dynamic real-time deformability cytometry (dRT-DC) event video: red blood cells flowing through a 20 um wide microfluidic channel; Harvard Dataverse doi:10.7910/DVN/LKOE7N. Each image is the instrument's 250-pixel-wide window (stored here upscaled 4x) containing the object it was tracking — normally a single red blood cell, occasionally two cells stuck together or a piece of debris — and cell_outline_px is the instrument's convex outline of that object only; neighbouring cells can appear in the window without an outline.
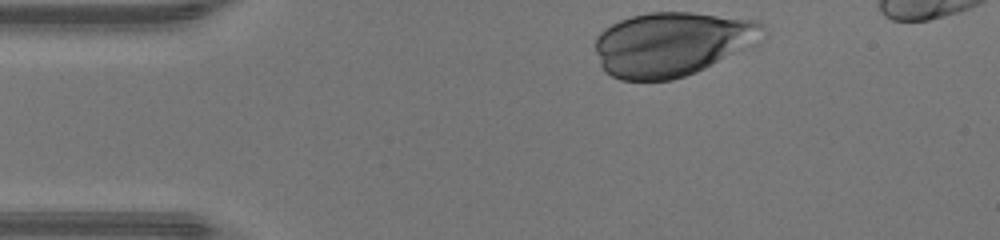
{"species": "human", "species_latin": "Homo sapiens", "temperature_condition": "warm", "stored_images_in_passage": 31, "camera_frame_rate_fps": 3000, "um_per_image_px": 0.085, "donor": {"sex": "male"}, "frame": {"image": 1, "passage_image": 1, "time_ms": 0.0, "image_size_px": [1000, 240], "cell_outline_px": [[764, 28], [724, 56], [704, 68], [696, 72], [672, 80], [620, 80], [604, 72], [600, 64], [596, 52], [596, 36], [604, 28], [620, 20], [632, 16], [648, 12], [692, 12], [752, 20], [760, 24]], "centroid_in_image_um": [56.86, 3.73], "position_along_channel_um": 28.1, "area_um2": 60.23}}
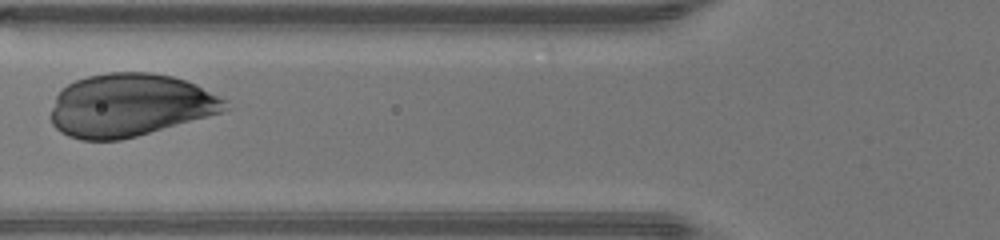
{"frame": {"image": 2, "passage_image": 11, "time_ms": 3.333, "image_size_px": [1000, 240], "cell_outline_px": [[228, 108], [220, 112], [208, 116], [136, 136], [120, 140], [80, 140], [68, 136], [60, 132], [52, 124], [52, 108], [56, 96], [68, 84], [76, 80], [88, 76], [108, 72], [152, 72], [172, 76], [196, 84], [228, 100]], "centroid_in_image_um": [11.04, 8.94], "position_along_channel_um": 114.8, "area_um2": 63.64}}